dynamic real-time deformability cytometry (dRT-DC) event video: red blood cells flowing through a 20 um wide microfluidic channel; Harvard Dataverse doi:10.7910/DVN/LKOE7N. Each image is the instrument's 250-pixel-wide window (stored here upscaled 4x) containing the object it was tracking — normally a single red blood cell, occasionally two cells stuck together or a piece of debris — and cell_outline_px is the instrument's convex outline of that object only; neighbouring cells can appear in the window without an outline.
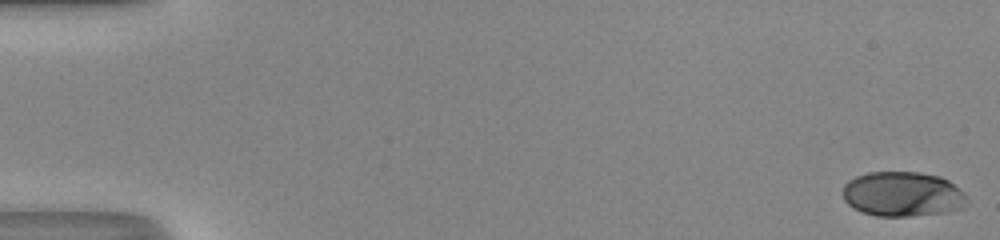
{"species": "human", "species_latin": "Homo sapiens", "temperature_condition": "room temperature", "stored_images_in_passage": 51, "camera_frame_rate_fps": 3000, "um_per_image_px": 0.085, "donor": {"sex": "male"}, "frame": {"image": 1, "passage_image": 1, "time_ms": 0.0, "image_size_px": [1000, 240], "cell_outline_px": [[968, 200], [964, 208], [948, 212], [908, 216], [876, 216], [860, 212], [852, 208], [844, 200], [840, 192], [844, 184], [848, 180], [856, 176], [868, 172], [920, 172], [940, 176], [948, 180], [964, 192], [968, 196]], "centroid_in_image_um": [76.71, 16.5], "position_along_channel_um": 8.3, "area_um2": 33.06}}
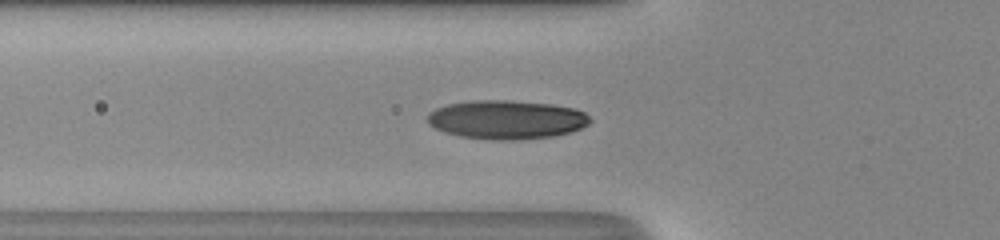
{"frame": {"image": 2, "passage_image": 19, "time_ms": 6.0, "image_size_px": [1000, 240], "cell_outline_px": [[592, 120], [588, 124], [572, 132], [552, 136], [512, 140], [492, 140], [460, 136], [444, 132], [428, 124], [428, 112], [436, 108], [448, 104], [472, 100], [508, 100], [552, 104], [576, 108], [584, 112]], "centroid_in_image_um": [43.05, 10.16], "position_along_channel_um": 82.7, "area_um2": 36.88}}
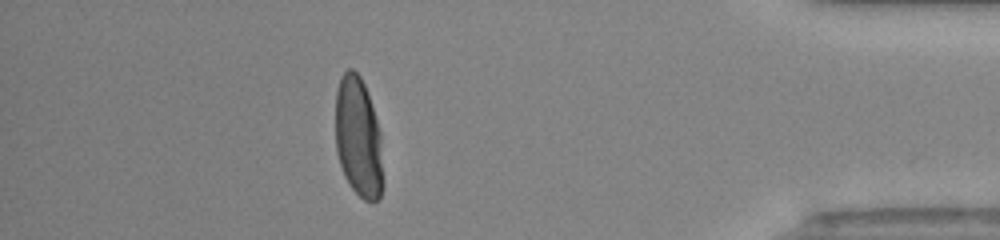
{"frame": {"image": 3, "passage_image": 45, "time_ms": 14.667, "image_size_px": [1000, 240], "cell_outline_px": [[384, 184], [380, 196], [376, 200], [364, 200], [348, 184], [344, 176], [336, 152], [336, 92], [340, 76], [348, 68], [352, 68], [360, 76], [364, 84], [380, 132]], "centroid_in_image_um": [30.45, 11.7], "position_along_channel_um": 404.7, "area_um2": 33.35}, "authors_computed_cell_mechanics": {"area_um2": 34.2754, "velocity_mm_per_s": 4.2108, "shape_relaxation_time_tau1_ms": 3.5075, "shape_relaxation_time_tau2_ms": null, "deformation_change_tau1": 0.1868, "deformation_change_tau2": null}}